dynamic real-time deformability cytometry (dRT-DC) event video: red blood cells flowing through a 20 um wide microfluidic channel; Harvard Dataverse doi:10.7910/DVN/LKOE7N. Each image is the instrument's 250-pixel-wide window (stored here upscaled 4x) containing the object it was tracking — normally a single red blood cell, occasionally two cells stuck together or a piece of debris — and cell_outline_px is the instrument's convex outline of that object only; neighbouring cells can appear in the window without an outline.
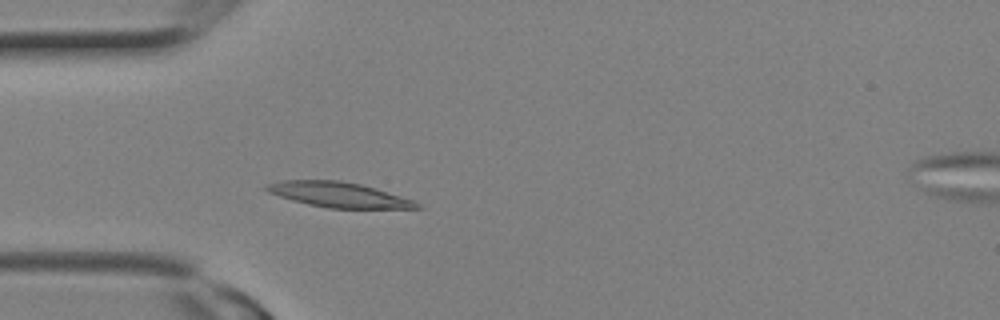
{"species": "Egyptian fruit bat (a non-hibernating species)", "species_latin": "Rousettus aegyptiacus", "temperature_condition": "room temperature", "stored_images_in_passage": 6, "camera_frame_rate_fps": 3000, "um_per_image_px": 0.085, "animal": {"sex": "female"}, "frame": {"image": 1, "passage_image": 5, "time_ms": 1.333, "image_size_px": [1000, 320], "cell_outline_px": [[424, 208], [328, 208], [308, 204], [292, 200], [268, 192], [264, 188], [264, 184], [280, 180], [340, 180], [360, 184], [412, 200], [420, 204]], "centroid_in_image_um": [28.71, 16.54], "position_along_channel_um": 56.3, "area_um2": 21.73}}